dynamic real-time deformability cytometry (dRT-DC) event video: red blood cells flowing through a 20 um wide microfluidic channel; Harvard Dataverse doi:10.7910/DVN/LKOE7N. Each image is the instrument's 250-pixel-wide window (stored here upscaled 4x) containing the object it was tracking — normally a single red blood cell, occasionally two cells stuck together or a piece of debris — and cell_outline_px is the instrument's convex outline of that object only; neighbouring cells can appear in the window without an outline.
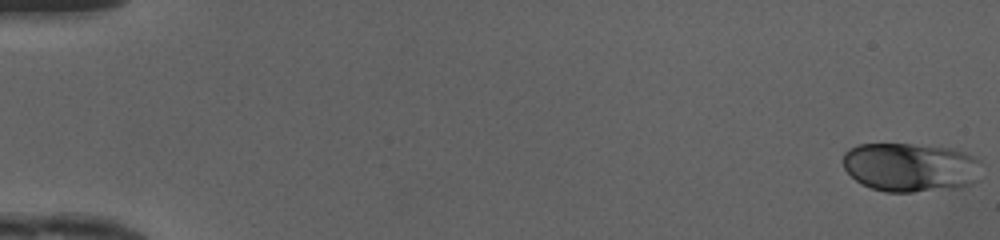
{"species": "human", "species_latin": "Homo sapiens", "temperature_condition": "cold", "stored_images_in_passage": 49, "camera_frame_rate_fps": 3000, "um_per_image_px": 0.085, "donor": {"sex": "female"}, "frame": {"image": 1, "passage_image": 1, "time_ms": 0.0, "image_size_px": [1000, 240], "cell_outline_px": [[980, 180], [972, 184], [960, 188], [912, 192], [884, 192], [872, 188], [856, 180], [844, 168], [844, 152], [848, 148], [856, 144], [912, 144], [952, 148], [964, 152], [980, 160]], "centroid_in_image_um": [77.43, 14.22], "position_along_channel_um": 7.6, "area_um2": 39.94}}
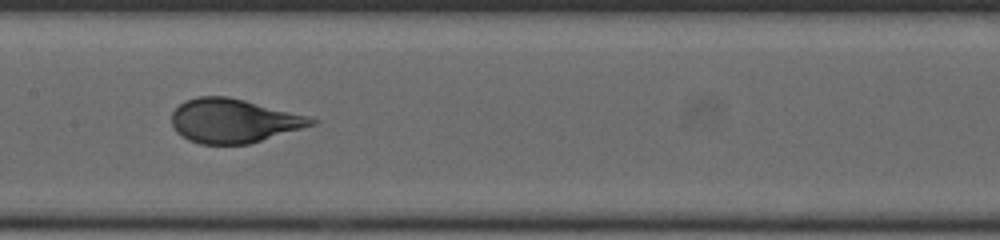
{"frame": {"image": 2, "passage_image": 26, "time_ms": 8.333, "image_size_px": [1000, 240], "cell_outline_px": [[320, 120], [316, 124], [248, 144], [200, 144], [188, 140], [176, 132], [172, 124], [172, 112], [184, 100], [196, 96], [228, 96], [308, 116]], "centroid_in_image_um": [19.83, 10.26], "position_along_channel_um": 187.6, "area_um2": 35.72}}
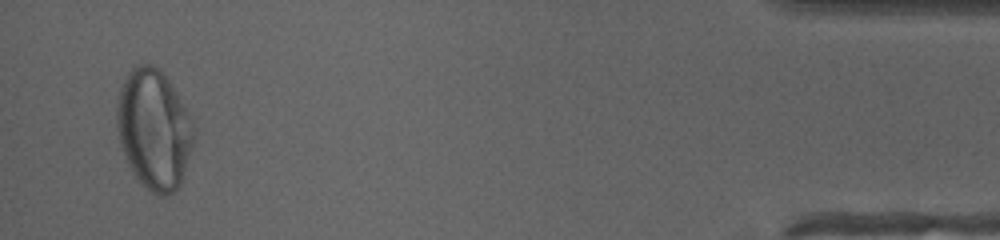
{"frame": {"image": 3, "passage_image": 48, "time_ms": 15.667, "image_size_px": [1000, 240], "cell_outline_px": [[196, 132], [192, 148], [180, 184], [172, 192], [164, 196], [160, 196], [152, 192], [132, 172], [128, 164], [120, 144], [116, 128], [116, 104], [120, 88], [128, 72], [136, 64], [152, 64], [168, 80], [192, 120], [196, 128]], "centroid_in_image_um": [13.07, 10.98], "position_along_channel_um": 422.1, "area_um2": 53.41}, "authors_computed_cell_mechanics": {"area_um2": 37.2232, "velocity_mm_per_s": 4.1755, "shape_relaxation_time_tau1_ms": 4.54, "shape_relaxation_time_tau2_ms": null, "deformation_change_tau1": 0.1635, "deformation_change_tau2": null}}